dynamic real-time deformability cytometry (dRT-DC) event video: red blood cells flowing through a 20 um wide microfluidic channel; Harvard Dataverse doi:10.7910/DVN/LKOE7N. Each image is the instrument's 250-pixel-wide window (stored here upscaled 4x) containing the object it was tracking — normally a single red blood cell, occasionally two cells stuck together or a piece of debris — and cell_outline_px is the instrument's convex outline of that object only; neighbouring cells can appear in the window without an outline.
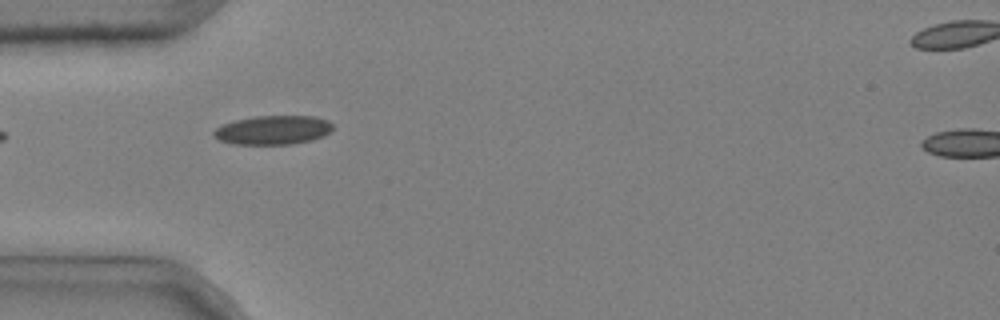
{"species": "common noctule bat (a hibernating species)", "species_latin": "Nyctalus noctula", "temperature_condition": "cold", "stored_images_in_passage": 6, "camera_frame_rate_fps": 3000, "um_per_image_px": 0.085, "animal": {"sex": "male", "body_mass_g": 20.4}, "frame": {"image": 1, "passage_image": 5, "time_ms": 1.333, "image_size_px": [1000, 320], "cell_outline_px": [[332, 128], [328, 132], [312, 140], [288, 144], [232, 144], [220, 140], [212, 136], [212, 132], [216, 128], [224, 124], [236, 120], [256, 116], [316, 116], [328, 120], [332, 124]], "centroid_in_image_um": [23.18, 11.05], "position_along_channel_um": 61.8, "area_um2": 19.94}}